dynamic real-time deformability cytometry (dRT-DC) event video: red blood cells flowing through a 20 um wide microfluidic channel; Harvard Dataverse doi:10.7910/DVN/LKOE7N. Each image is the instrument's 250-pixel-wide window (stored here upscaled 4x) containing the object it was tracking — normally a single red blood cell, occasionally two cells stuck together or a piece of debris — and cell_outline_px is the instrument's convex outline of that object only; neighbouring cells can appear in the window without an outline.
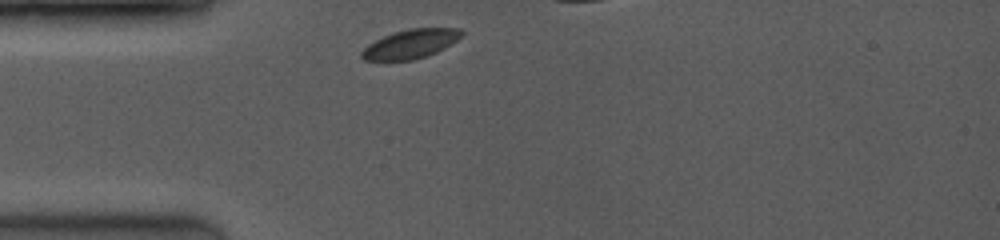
{"species": "common noctule bat (a hibernating species)", "species_latin": "Nyctalus noctula", "temperature_condition": "room temperature", "stored_images_in_passage": 39, "camera_frame_rate_fps": 3500, "um_per_image_px": 0.085, "animal": {"sex": "female", "body_mass_g": 19.0, "forearm_length_mm": 53.3}, "frame": {"image": 1, "passage_image": 1, "time_ms": 0.0, "image_size_px": [1000, 240], "cell_outline_px": [[464, 32], [456, 40], [444, 48], [436, 52], [412, 60], [364, 60], [360, 56], [360, 52], [368, 44], [384, 36], [408, 28], [460, 28]], "centroid_in_image_um": [34.88, 3.73], "position_along_channel_um": 50.1, "area_um2": 16.65}}
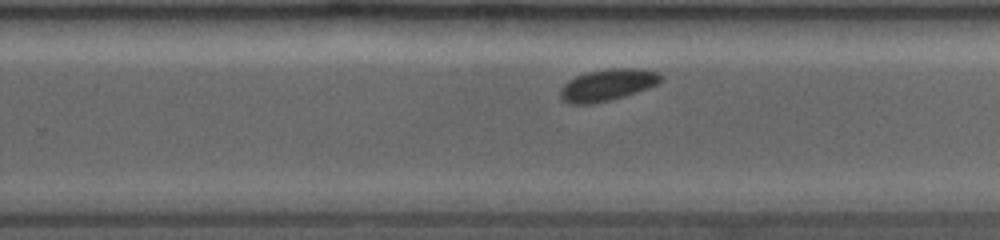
{"frame": {"image": 2, "passage_image": 25, "time_ms": 6.0, "image_size_px": [1000, 240], "cell_outline_px": [[664, 80], [648, 88], [624, 96], [592, 104], [568, 104], [560, 100], [560, 88], [568, 80], [576, 76], [588, 72], [608, 68], [644, 68], [660, 72], [664, 76]], "centroid_in_image_um": [51.66, 7.21], "position_along_channel_um": 278.1, "area_um2": 18.9}}
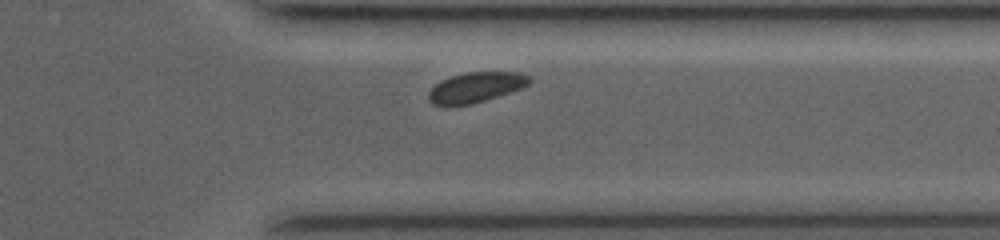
{"frame": {"image": 3, "passage_image": 34, "time_ms": 8.286, "image_size_px": [1000, 240], "cell_outline_px": [[532, 80], [528, 84], [520, 88], [472, 104], [432, 104], [428, 100], [428, 92], [440, 80], [464, 72], [520, 72], [528, 76]], "centroid_in_image_um": [40.43, 7.4], "position_along_channel_um": 371.0, "area_um2": 17.34}}